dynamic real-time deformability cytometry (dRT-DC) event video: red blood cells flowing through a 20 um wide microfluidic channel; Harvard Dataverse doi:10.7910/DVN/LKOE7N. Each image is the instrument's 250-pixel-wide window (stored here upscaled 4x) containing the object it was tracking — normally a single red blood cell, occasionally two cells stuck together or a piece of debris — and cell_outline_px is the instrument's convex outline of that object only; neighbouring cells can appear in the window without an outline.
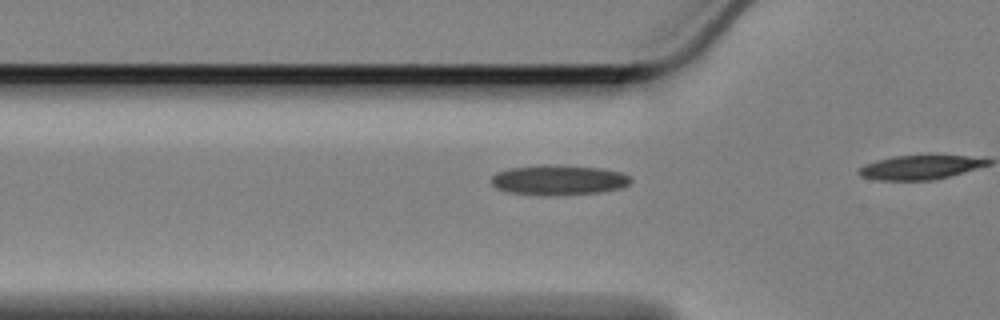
{"species": "Egyptian fruit bat (a non-hibernating species)", "species_latin": "Rousettus aegyptiacus", "temperature_condition": "cold", "stored_images_in_passage": 12, "camera_frame_rate_fps": 3000, "um_per_image_px": 0.085, "animal": {"sex": "female"}, "frame": {"image": 1, "passage_image": 10, "time_ms": 3.0, "image_size_px": [1000, 320], "cell_outline_px": [[632, 180], [628, 184], [620, 188], [600, 192], [556, 196], [544, 196], [508, 192], [496, 188], [492, 184], [492, 176], [496, 172], [512, 168], [544, 164], [556, 164], [600, 168], [620, 172], [632, 176]], "centroid_in_image_um": [47.49, 15.3], "position_along_channel_um": 78.3, "area_um2": 24.74}}